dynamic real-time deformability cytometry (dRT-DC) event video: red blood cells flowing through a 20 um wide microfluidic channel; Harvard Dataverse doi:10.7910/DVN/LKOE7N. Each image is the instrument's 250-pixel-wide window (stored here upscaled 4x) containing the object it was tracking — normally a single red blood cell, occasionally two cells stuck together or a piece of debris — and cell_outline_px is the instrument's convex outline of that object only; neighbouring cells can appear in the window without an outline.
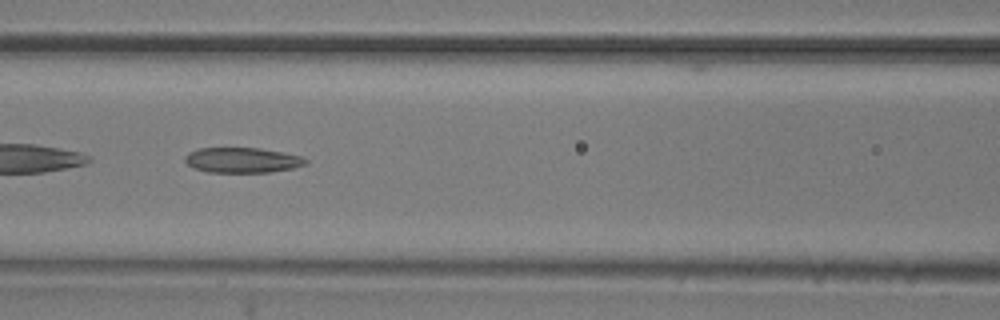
{"species": "common noctule bat (a hibernating species)", "species_latin": "Nyctalus noctula", "temperature_condition": "room temperature", "stored_images_in_passage": 7, "camera_frame_rate_fps": 3000, "um_per_image_px": 0.085, "animal": {"sex": "male", "body_mass_g": 20.5, "forearm_length_mm": 52.5}, "frame": {"image": 1, "passage_image": 6, "time_ms": 5.667, "image_size_px": [1000, 320], "cell_outline_px": [[308, 164], [292, 168], [268, 172], [208, 172], [192, 168], [184, 160], [184, 156], [188, 152], [200, 148], [260, 148], [284, 152], [300, 156], [308, 160]], "centroid_in_image_um": [20.58, 13.61], "position_along_channel_um": 146.0, "area_um2": 17.8}}
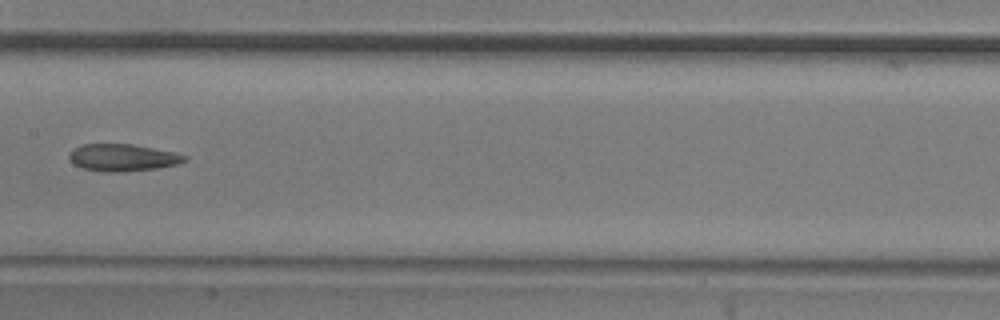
{"frame": {"image": 2, "passage_image": 7, "time_ms": 7.0, "image_size_px": [1000, 320], "cell_outline_px": [[188, 160], [176, 164], [156, 168], [120, 172], [104, 172], [80, 168], [68, 156], [68, 152], [84, 144], [132, 144], [176, 152], [188, 156]], "centroid_in_image_um": [10.45, 13.39], "position_along_channel_um": 196.9, "area_um2": 18.21}}